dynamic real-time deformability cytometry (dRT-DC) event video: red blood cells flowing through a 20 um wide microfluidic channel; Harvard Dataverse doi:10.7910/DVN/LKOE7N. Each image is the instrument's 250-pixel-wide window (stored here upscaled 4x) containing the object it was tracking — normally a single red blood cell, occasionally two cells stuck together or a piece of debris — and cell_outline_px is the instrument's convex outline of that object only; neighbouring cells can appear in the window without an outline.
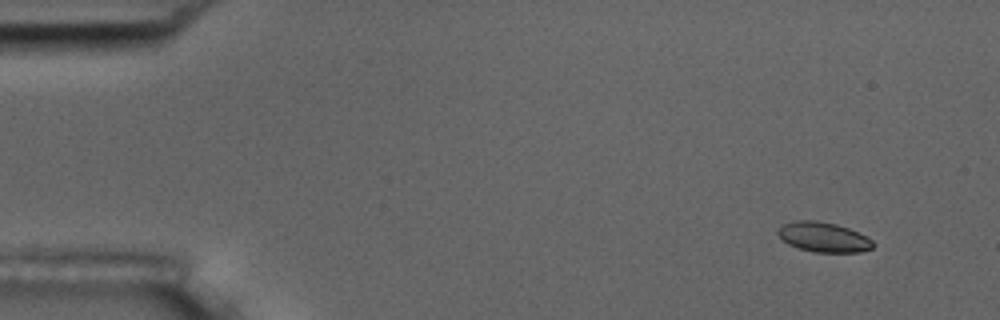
{"species": "common noctule bat (a hibernating species)", "species_latin": "Nyctalus noctula", "temperature_condition": "room temperature", "stored_images_in_passage": 5, "camera_frame_rate_fps": 3000, "um_per_image_px": 0.085, "animal": {"sex": "male", "body_mass_g": 17.5, "forearm_length_mm": 52.3}, "frame": {"image": 1, "passage_image": 1, "time_ms": 0.0, "image_size_px": [1000, 320], "cell_outline_px": [[876, 244], [872, 248], [860, 252], [816, 252], [800, 248], [788, 244], [776, 232], [784, 224], [796, 220], [816, 220], [836, 224], [848, 228], [872, 240]], "centroid_in_image_um": [70.01, 20.15], "position_along_channel_um": 15.0, "area_um2": 16.3}}
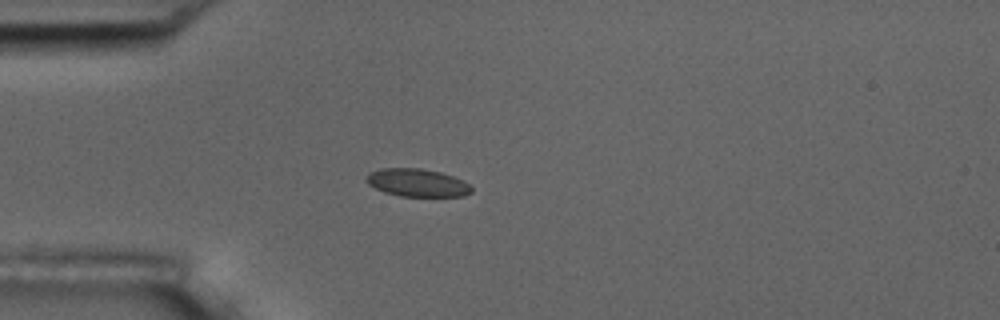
{"frame": {"image": 2, "passage_image": 4, "time_ms": 3.667, "image_size_px": [1000, 320], "cell_outline_px": [[472, 192], [464, 196], [400, 196], [384, 192], [368, 184], [364, 180], [368, 172], [380, 168], [420, 168], [440, 172], [464, 180], [472, 188]], "centroid_in_image_um": [35.44, 15.52], "position_along_channel_um": 49.6, "area_um2": 17.17}}